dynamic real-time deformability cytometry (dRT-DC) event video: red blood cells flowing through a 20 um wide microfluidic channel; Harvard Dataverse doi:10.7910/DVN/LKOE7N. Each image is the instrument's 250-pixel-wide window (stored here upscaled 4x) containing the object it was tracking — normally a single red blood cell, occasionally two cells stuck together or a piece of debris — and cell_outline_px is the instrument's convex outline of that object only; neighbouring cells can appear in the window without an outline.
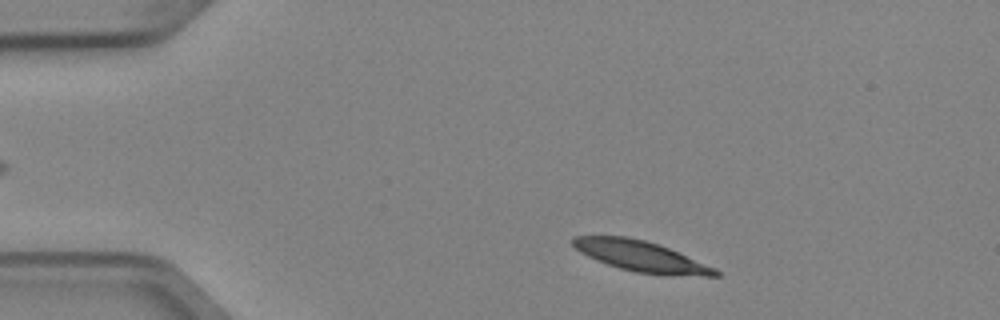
{"species": "Egyptian fruit bat (a non-hibernating species)", "species_latin": "Rousettus aegyptiacus", "temperature_condition": "cold", "stored_images_in_passage": 2, "camera_frame_rate_fps": 3000, "um_per_image_px": 0.085, "animal": {"sex": "female"}, "frame": {"image": 1, "passage_image": 1, "time_ms": 0.0, "image_size_px": [1000, 320], "cell_outline_px": [[720, 276], [704, 276], [636, 272], [620, 268], [596, 260], [580, 252], [572, 244], [572, 236], [628, 236], [644, 240], [668, 248], [716, 268], [720, 272]], "centroid_in_image_um": [54.46, 21.76], "position_along_channel_um": 30.5, "area_um2": 24.85}}